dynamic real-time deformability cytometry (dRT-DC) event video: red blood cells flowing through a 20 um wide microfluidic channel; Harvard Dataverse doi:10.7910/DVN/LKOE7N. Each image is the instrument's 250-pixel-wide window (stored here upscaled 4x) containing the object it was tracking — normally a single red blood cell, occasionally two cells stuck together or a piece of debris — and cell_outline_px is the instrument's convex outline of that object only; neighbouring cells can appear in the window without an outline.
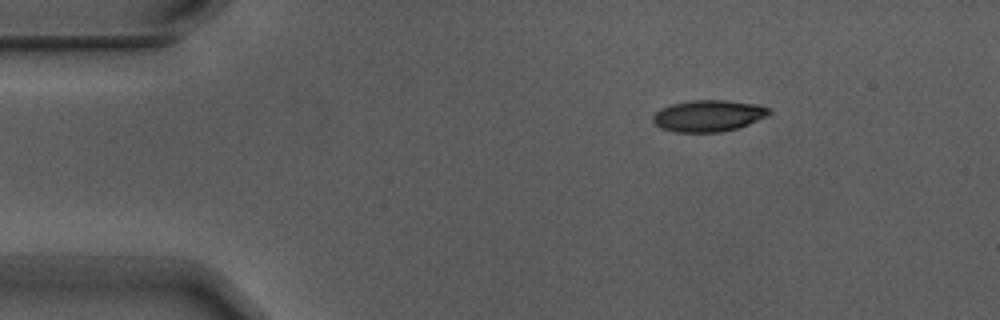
{"species": "Egyptian fruit bat (a non-hibernating species)", "species_latin": "Rousettus aegyptiacus", "temperature_condition": "warm", "stored_images_in_passage": 4, "segment_of_instrument_passage": [1, 2], "camera_frame_rate_fps": 3000, "um_per_image_px": 0.085, "animal": {"sex": "male"}, "frame": {"image": 1, "passage_image": 1, "time_ms": 0.0, "image_size_px": [1000, 320], "cell_outline_px": [[772, 112], [768, 116], [748, 124], [736, 128], [720, 132], [676, 132], [660, 128], [652, 120], [652, 116], [660, 108], [672, 104], [688, 100], [724, 100], [760, 104], [768, 108]], "centroid_in_image_um": [60.21, 9.83], "position_along_channel_um": 24.8, "area_um2": 21.44}}